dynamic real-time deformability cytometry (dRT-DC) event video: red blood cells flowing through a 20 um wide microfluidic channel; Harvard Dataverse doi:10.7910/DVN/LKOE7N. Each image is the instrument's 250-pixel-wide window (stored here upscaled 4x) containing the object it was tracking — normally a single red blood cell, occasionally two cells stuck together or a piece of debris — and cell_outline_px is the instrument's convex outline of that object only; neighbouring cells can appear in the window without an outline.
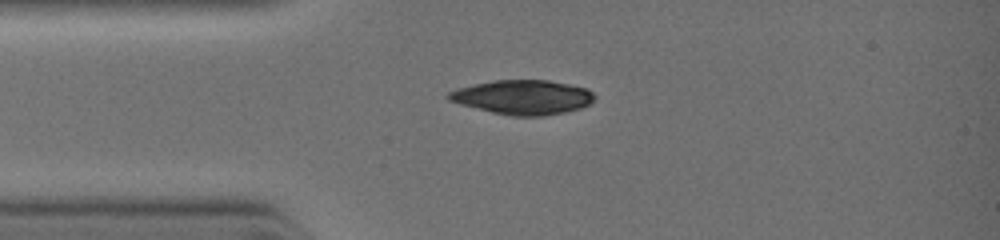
{"species": "common noctule bat (a hibernating species)", "species_latin": "Nyctalus noctula", "temperature_condition": "warm", "stored_images_in_passage": 10, "camera_frame_rate_fps": 3000, "um_per_image_px": 0.085, "animal": {"sex": "female", "body_mass_g": 19.0, "forearm_length_mm": 51.5}, "frame": {"image": 1, "passage_image": 1, "time_ms": 0.0, "image_size_px": [1000, 240], "cell_outline_px": [[596, 96], [588, 104], [580, 108], [564, 112], [544, 116], [512, 116], [492, 112], [460, 104], [448, 100], [444, 96], [448, 92], [456, 88], [492, 80], [548, 80], [588, 88]], "centroid_in_image_um": [44.4, 8.25], "position_along_channel_um": 40.6, "area_um2": 29.3}}
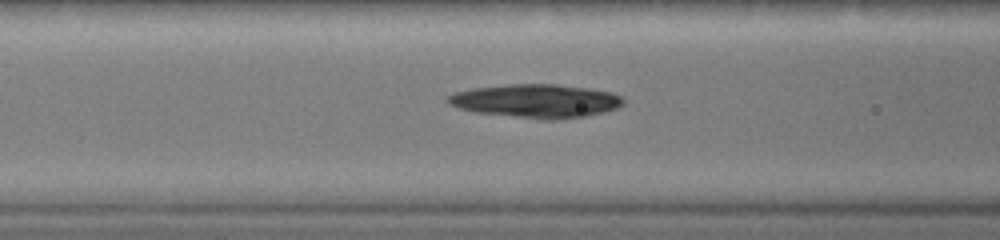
{"frame": {"image": 2, "passage_image": 8, "time_ms": 1.667, "image_size_px": [1000, 240], "cell_outline_px": [[624, 104], [616, 108], [604, 112], [584, 116], [556, 120], [544, 120], [476, 112], [460, 108], [448, 104], [444, 100], [452, 92], [472, 88], [508, 84], [556, 84], [588, 88], [612, 92], [624, 96]], "centroid_in_image_um": [45.56, 8.58], "position_along_channel_um": 121.0, "area_um2": 34.56}}